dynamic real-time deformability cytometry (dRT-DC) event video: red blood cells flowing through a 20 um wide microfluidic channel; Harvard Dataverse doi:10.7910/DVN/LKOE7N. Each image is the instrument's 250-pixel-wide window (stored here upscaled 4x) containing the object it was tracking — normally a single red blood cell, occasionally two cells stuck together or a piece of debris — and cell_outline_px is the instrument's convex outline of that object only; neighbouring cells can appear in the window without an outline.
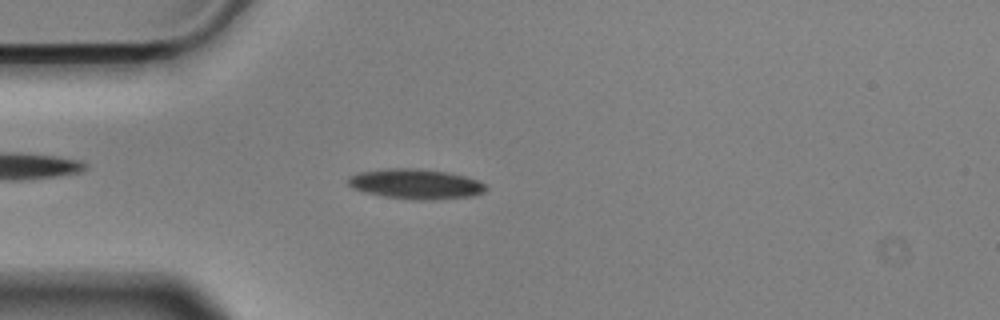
{"species": "Egyptian fruit bat (a non-hibernating species)", "species_latin": "Rousettus aegyptiacus", "temperature_condition": "cold", "stored_images_in_passage": 56, "camera_frame_rate_fps": 3000, "um_per_image_px": 0.085, "animal": {"sex": "male"}, "frame": {"image": 1, "passage_image": 14, "time_ms": 4.333, "image_size_px": [1000, 320], "cell_outline_px": [[488, 188], [484, 192], [472, 196], [424, 200], [420, 200], [384, 196], [352, 188], [348, 184], [348, 176], [356, 172], [384, 168], [416, 168], [448, 172], [464, 176], [476, 180], [484, 184]], "centroid_in_image_um": [35.3, 15.62], "position_along_channel_um": 49.7, "area_um2": 23.99}}
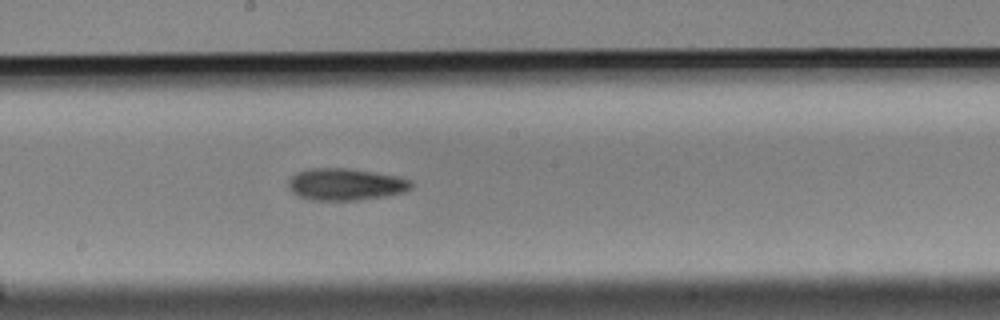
{"frame": {"image": 2, "passage_image": 29, "time_ms": 9.333, "image_size_px": [1000, 320], "cell_outline_px": [[412, 188], [404, 192], [384, 196], [356, 200], [312, 200], [300, 196], [292, 192], [288, 188], [288, 180], [296, 172], [308, 168], [344, 168], [372, 172], [396, 176], [412, 180]], "centroid_in_image_um": [29.35, 15.66], "position_along_channel_um": 218.9, "area_um2": 22.77}}
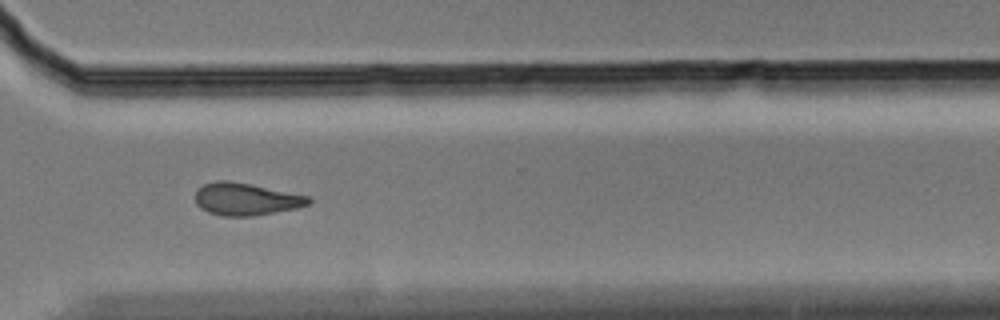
{"frame": {"image": 3, "passage_image": 40, "time_ms": 13.0, "image_size_px": [1000, 320], "cell_outline_px": [[312, 200], [308, 204], [296, 208], [252, 216], [224, 216], [208, 212], [200, 208], [196, 204], [196, 192], [204, 184], [216, 180], [228, 180], [252, 184], [308, 196]], "centroid_in_image_um": [20.88, 16.92], "position_along_channel_um": 349.7, "area_um2": 21.21}, "authors_computed_cell_mechanics": {"area_um2": 21.4438, "velocity_mm_per_s": 3.5756, "shape_relaxation_time_tau1_ms": 7.2238, "shape_relaxation_time_tau2_ms": null, "deformation_change_tau1": 0.1683, "deformation_change_tau2": null}}